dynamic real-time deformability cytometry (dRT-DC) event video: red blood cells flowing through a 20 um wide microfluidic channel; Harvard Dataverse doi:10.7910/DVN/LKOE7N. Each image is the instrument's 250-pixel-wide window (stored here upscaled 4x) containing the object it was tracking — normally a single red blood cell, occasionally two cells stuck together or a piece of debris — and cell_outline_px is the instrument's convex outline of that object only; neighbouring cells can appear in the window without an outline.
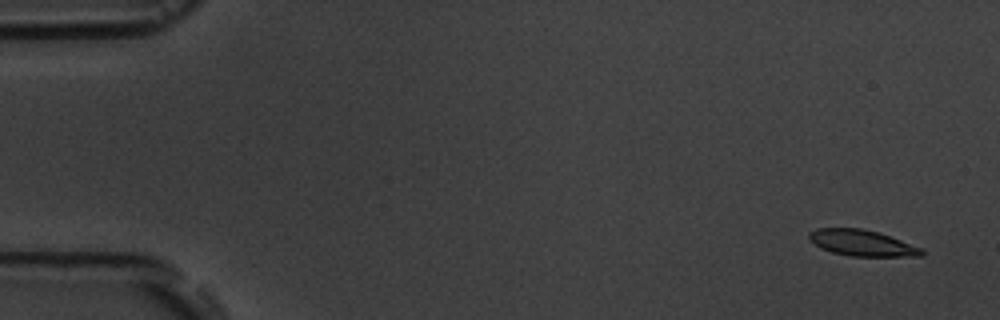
{"species": "common noctule bat (a hibernating species)", "species_latin": "Nyctalus noctula", "temperature_condition": "room temperature", "stored_images_in_passage": 3, "camera_frame_rate_fps": 3000, "um_per_image_px": 0.085, "animal": {"sex": "male", "body_mass_g": 19.5, "forearm_length_mm": 54.6}, "frame": {"image": 1, "passage_image": 1, "time_ms": 0.0, "image_size_px": [1000, 320], "cell_outline_px": [[924, 256], [852, 256], [832, 252], [820, 248], [808, 240], [808, 232], [816, 228], [860, 228], [880, 232], [924, 248]], "centroid_in_image_um": [73.28, 20.64], "position_along_channel_um": 11.7, "area_um2": 17.4}}